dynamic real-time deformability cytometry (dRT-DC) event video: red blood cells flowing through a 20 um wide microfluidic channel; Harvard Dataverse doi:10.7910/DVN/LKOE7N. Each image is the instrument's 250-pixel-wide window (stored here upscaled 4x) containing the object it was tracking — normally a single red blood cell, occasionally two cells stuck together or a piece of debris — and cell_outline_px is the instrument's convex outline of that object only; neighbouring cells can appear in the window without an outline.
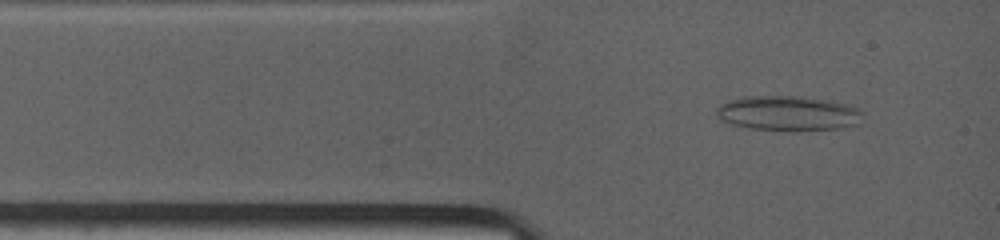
{"species": "common noctule bat (a hibernating species)", "species_latin": "Nyctalus noctula", "temperature_condition": "warm", "stored_images_in_passage": 26, "camera_frame_rate_fps": 4500, "um_per_image_px": 0.085, "animal": {"sex": "female", "body_mass_g": 19.0, "forearm_length_mm": 53.3}, "frame": {"image": 1, "passage_image": 4, "time_ms": 0.667, "image_size_px": [1000, 240], "cell_outline_px": [[864, 112], [856, 124], [836, 128], [748, 128], [732, 124], [720, 120], [716, 112], [716, 108], [720, 104], [728, 100], [744, 96], [792, 96], [824, 100], [844, 104], [856, 108]], "centroid_in_image_um": [66.88, 9.59], "position_along_channel_um": 18.1, "area_um2": 28.38}}
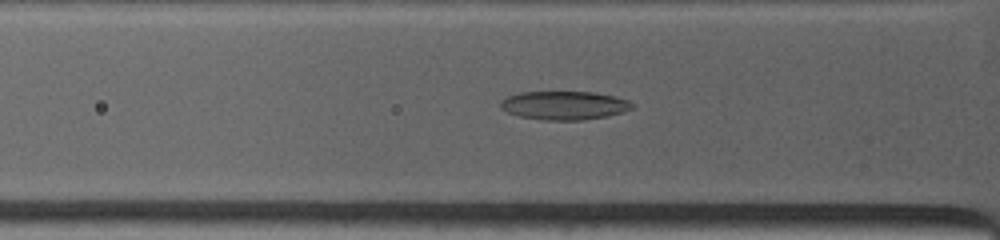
{"frame": {"image": 2, "passage_image": 17, "time_ms": 2.667, "image_size_px": [1000, 240], "cell_outline_px": [[636, 104], [632, 108], [624, 112], [608, 116], [584, 120], [544, 120], [520, 116], [508, 112], [500, 108], [500, 100], [508, 96], [520, 92], [596, 92], [628, 100]], "centroid_in_image_um": [47.98, 8.96], "position_along_channel_um": 77.8, "area_um2": 22.02}}
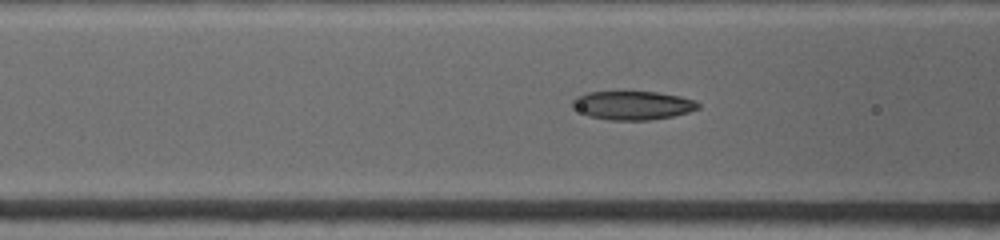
{"frame": {"image": 3, "passage_image": 21, "time_ms": 3.556, "image_size_px": [1000, 240], "cell_outline_px": [[700, 108], [688, 112], [672, 116], [648, 120], [608, 120], [588, 116], [572, 108], [572, 100], [576, 96], [588, 92], [656, 92], [680, 96], [696, 100], [700, 104]], "centroid_in_image_um": [53.77, 8.95], "position_along_channel_um": 112.8, "area_um2": 21.1}}